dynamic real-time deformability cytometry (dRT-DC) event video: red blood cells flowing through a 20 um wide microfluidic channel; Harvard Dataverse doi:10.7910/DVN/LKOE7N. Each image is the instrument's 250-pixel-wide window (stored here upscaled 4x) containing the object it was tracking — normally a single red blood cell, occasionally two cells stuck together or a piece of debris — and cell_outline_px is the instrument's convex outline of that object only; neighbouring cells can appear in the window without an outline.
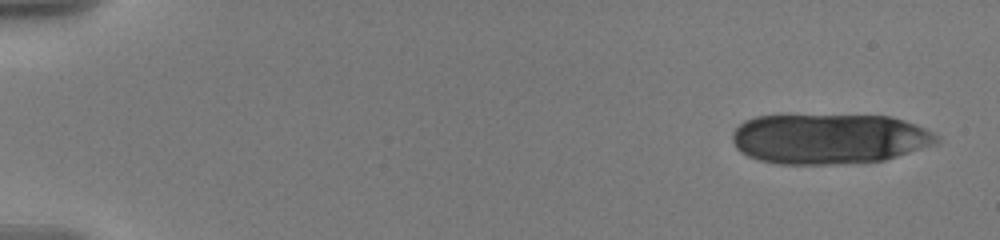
{"species": "human", "species_latin": "Homo sapiens", "temperature_condition": "warm", "stored_images_in_passage": 7, "camera_frame_rate_fps": 3000, "um_per_image_px": 0.085, "donor": {"sex": "male"}, "frame": {"image": 1, "passage_image": 1, "time_ms": 0.0, "image_size_px": [1000, 240], "cell_outline_px": [[940, 140], [936, 144], [884, 160], [864, 164], [780, 164], [756, 160], [740, 152], [736, 148], [732, 140], [732, 132], [744, 120], [756, 116], [892, 116], [916, 124], [940, 136]], "centroid_in_image_um": [70.49, 11.82], "position_along_channel_um": 14.5, "area_um2": 60.29}}